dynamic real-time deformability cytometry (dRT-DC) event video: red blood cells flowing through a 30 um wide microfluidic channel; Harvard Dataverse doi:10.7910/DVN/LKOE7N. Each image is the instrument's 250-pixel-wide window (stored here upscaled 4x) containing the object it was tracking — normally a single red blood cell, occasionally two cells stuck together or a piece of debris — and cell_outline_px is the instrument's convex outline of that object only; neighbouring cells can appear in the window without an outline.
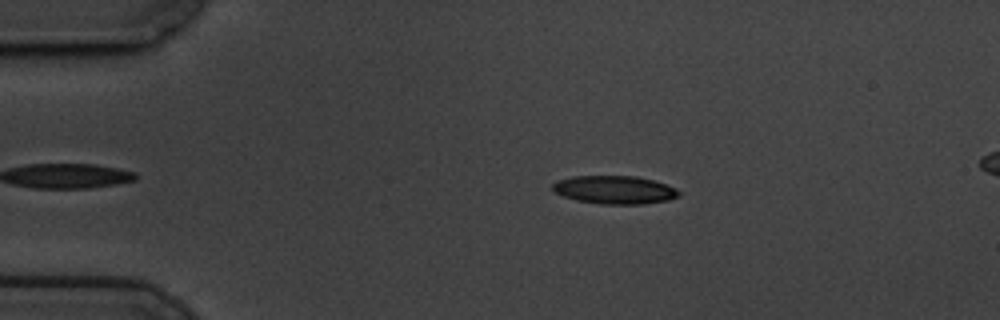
{"species": "common noctule bat (a hibernating species)", "species_latin": "Nyctalus noctula", "temperature_condition": "cold", "stored_images_in_passage": 46, "camera_frame_rate_fps": 3000, "um_per_image_px": 0.085, "animal": {"sex": "male", "body_mass_g": 19.5, "forearm_length_mm": 54.6}, "frame": {"image": 1, "passage_image": 6, "time_ms": 1.667, "image_size_px": [1000, 320], "cell_outline_px": [[680, 196], [668, 200], [640, 204], [600, 204], [576, 200], [564, 196], [556, 192], [552, 188], [552, 184], [556, 180], [572, 176], [636, 176], [652, 180], [676, 188], [680, 192]], "centroid_in_image_um": [52.22, 16.13], "position_along_channel_um": 32.8, "area_um2": 20.69}}
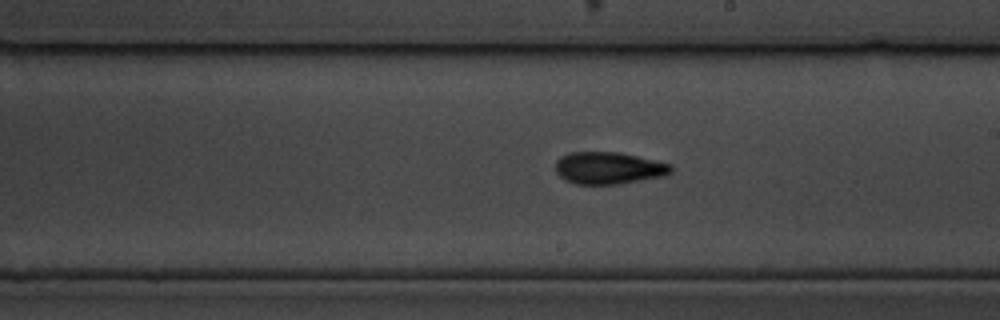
{"frame": {"image": 2, "passage_image": 28, "time_ms": 9.0, "image_size_px": [1000, 320], "cell_outline_px": [[672, 172], [668, 176], [616, 184], [576, 184], [564, 180], [556, 172], [556, 160], [560, 156], [572, 152], [620, 152], [672, 164]], "centroid_in_image_um": [51.76, 14.28], "position_along_channel_um": 237.2, "area_um2": 21.79}}
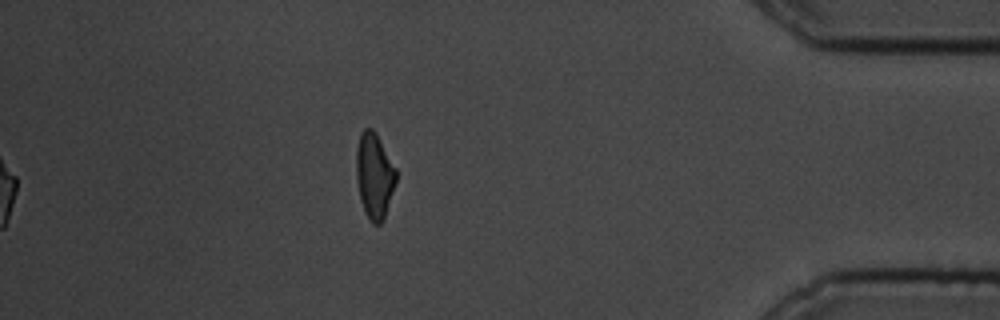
{"frame": {"image": 3, "passage_image": 46, "time_ms": 15.0, "image_size_px": [1000, 320], "cell_outline_px": [[396, 180], [384, 220], [380, 224], [372, 224], [364, 212], [360, 200], [356, 180], [356, 148], [360, 132], [364, 128], [372, 128], [376, 132], [396, 168]], "centroid_in_image_um": [31.8, 14.93], "position_along_channel_um": 403.4, "area_um2": 20.11}, "authors_computed_cell_mechanics": {"area_um2": 21.0681, "velocity_mm_per_s": 3.4315, "shape_relaxation_time_tau1_ms": 4.8607, "shape_relaxation_time_tau2_ms": 3.0207, "deformation_change_tau1": 0.1782, "deformation_change_tau2": 0.1092}}